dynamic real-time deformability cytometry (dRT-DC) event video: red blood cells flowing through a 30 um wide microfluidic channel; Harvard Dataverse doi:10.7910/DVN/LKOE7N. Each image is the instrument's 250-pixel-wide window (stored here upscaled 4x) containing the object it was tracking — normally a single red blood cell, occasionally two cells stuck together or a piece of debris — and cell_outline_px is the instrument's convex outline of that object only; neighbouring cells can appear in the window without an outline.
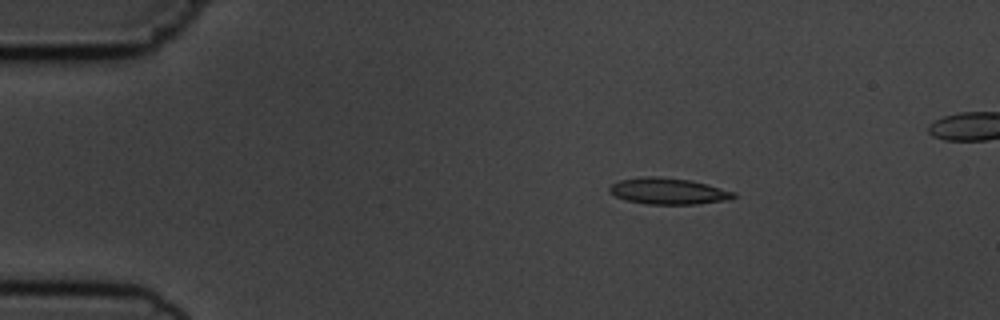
{"species": "common noctule bat (a hibernating species)", "species_latin": "Nyctalus noctula", "temperature_condition": "cold", "stored_images_in_passage": 5, "camera_frame_rate_fps": 3000, "um_per_image_px": 0.085, "animal": {"sex": "male", "body_mass_g": 19.5, "forearm_length_mm": 54.6}, "frame": {"image": 1, "passage_image": 3, "time_ms": 2.0, "image_size_px": [1000, 320], "cell_outline_px": [[736, 196], [732, 200], [696, 204], [648, 204], [628, 200], [616, 196], [608, 192], [608, 188], [612, 184], [620, 180], [648, 176], [656, 176], [692, 180], [736, 192]], "centroid_in_image_um": [56.85, 16.25], "position_along_channel_um": 28.2, "area_um2": 19.07}}